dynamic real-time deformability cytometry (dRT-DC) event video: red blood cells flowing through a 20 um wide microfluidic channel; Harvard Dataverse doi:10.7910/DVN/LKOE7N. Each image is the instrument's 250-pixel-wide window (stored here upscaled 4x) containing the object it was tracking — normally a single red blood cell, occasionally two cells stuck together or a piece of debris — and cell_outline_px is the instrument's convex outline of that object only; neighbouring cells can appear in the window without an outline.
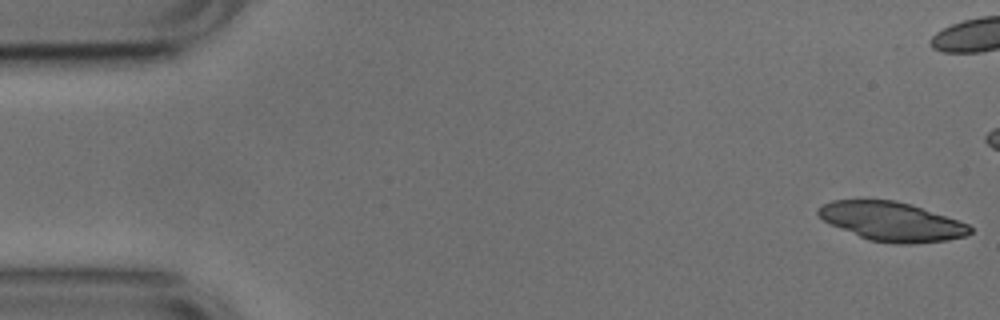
{"species": "common noctule bat (a hibernating species)", "species_latin": "Nyctalus noctula", "temperature_condition": "cold", "stored_images_in_passage": 52, "camera_frame_rate_fps": 3000, "um_per_image_px": 0.085, "animal": {"sex": "male", "body_mass_g": 17.9, "forearm_length_mm": 54.2}, "frame": {"image": 1, "passage_image": 1, "time_ms": 0.0, "image_size_px": [1000, 320], "cell_outline_px": [[972, 232], [968, 236], [948, 240], [916, 244], [892, 244], [868, 240], [828, 224], [816, 212], [824, 204], [832, 200], [896, 200], [912, 204], [968, 224], [972, 228]], "centroid_in_image_um": [75.82, 18.85], "position_along_channel_um": 9.2, "area_um2": 34.68}, "authors_computed_cell_mechanics": {"area_um2": 23.6113, "velocity_mm_per_s": 3.7793, "shape_relaxation_time_tau1_ms": 4.8993, "shape_relaxation_time_tau2_ms": 3.3771, "deformation_change_tau1": 0.145, "deformation_change_tau2": 0.1154}}